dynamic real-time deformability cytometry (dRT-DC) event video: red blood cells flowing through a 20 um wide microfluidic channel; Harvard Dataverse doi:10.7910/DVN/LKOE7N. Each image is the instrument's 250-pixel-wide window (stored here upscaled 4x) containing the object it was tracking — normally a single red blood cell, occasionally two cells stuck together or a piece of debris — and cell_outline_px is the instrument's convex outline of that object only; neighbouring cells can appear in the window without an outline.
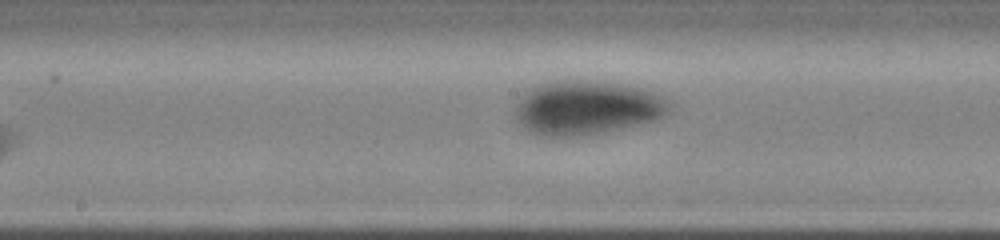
{"species": "human", "species_latin": "Homo sapiens", "temperature_condition": "cold", "stored_images_in_passage": 6, "camera_frame_rate_fps": 3000, "um_per_image_px": 0.085, "donor": {"sex": "male"}, "frame": {"image": 1, "passage_image": 6, "time_ms": 4.333, "image_size_px": [1000, 240], "cell_outline_px": [[672, 108], [660, 120], [596, 132], [568, 136], [544, 136], [532, 132], [516, 116], [516, 104], [520, 96], [528, 88], [540, 84], [556, 80], [604, 80], [628, 84], [652, 92], [668, 100], [672, 104]], "centroid_in_image_um": [49.92, 9.1], "position_along_channel_um": 198.3, "area_um2": 48.38}}